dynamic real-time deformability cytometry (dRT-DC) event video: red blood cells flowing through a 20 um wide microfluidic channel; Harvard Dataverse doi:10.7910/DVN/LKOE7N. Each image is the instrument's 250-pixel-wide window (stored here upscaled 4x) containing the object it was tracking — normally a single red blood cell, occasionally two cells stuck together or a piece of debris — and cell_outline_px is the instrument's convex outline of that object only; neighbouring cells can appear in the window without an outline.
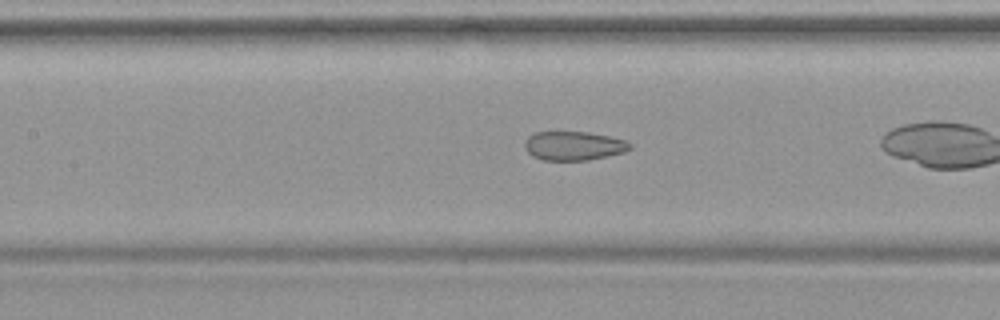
{"species": "common noctule bat (a hibernating species)", "species_latin": "Nyctalus noctula", "temperature_condition": "warm", "stored_images_in_passage": 27, "camera_frame_rate_fps": 3000, "um_per_image_px": 0.085, "animal": {"sex": "female", "body_mass_g": 19.9}, "frame": {"image": 1, "passage_image": 12, "time_ms": 3.667, "image_size_px": [1000, 320], "cell_outline_px": [[632, 148], [624, 152], [608, 156], [588, 160], [544, 160], [532, 156], [524, 148], [524, 144], [528, 136], [536, 132], [588, 132], [608, 136], [624, 140], [632, 144]], "centroid_in_image_um": [48.76, 12.4], "position_along_channel_um": 158.6, "area_um2": 17.74}}